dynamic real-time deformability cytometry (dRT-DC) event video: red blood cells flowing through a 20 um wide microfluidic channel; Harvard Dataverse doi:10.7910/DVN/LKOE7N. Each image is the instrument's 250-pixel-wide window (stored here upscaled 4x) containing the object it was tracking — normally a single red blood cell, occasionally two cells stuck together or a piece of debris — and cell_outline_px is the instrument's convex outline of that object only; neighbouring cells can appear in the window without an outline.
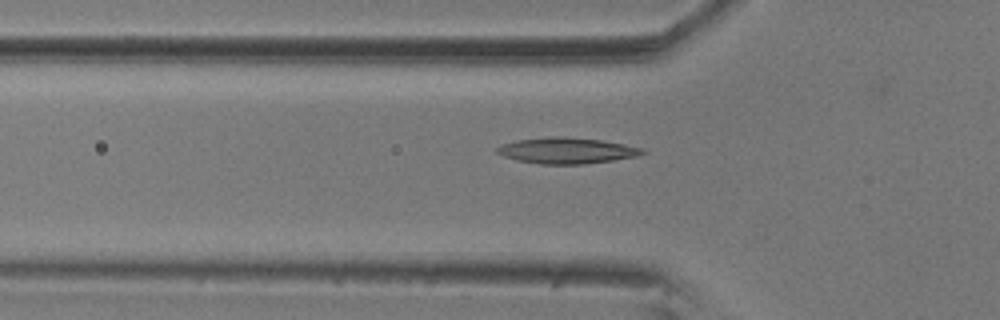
{"species": "common noctule bat (a hibernating species)", "species_latin": "Nyctalus noctula", "temperature_condition": "room temperature", "stored_images_in_passage": 10, "camera_frame_rate_fps": 3000, "um_per_image_px": 0.085, "animal": {"sex": "male", "body_mass_g": 20.5, "forearm_length_mm": 52.5}, "frame": {"image": 1, "passage_image": 8, "time_ms": 2.333, "image_size_px": [1000, 320], "cell_outline_px": [[648, 152], [640, 156], [584, 164], [540, 164], [516, 160], [504, 156], [496, 152], [496, 148], [500, 144], [516, 140], [552, 136], [556, 136], [600, 140], [624, 144], [644, 148]], "centroid_in_image_um": [48.18, 12.8], "position_along_channel_um": 77.6, "area_um2": 22.08}}